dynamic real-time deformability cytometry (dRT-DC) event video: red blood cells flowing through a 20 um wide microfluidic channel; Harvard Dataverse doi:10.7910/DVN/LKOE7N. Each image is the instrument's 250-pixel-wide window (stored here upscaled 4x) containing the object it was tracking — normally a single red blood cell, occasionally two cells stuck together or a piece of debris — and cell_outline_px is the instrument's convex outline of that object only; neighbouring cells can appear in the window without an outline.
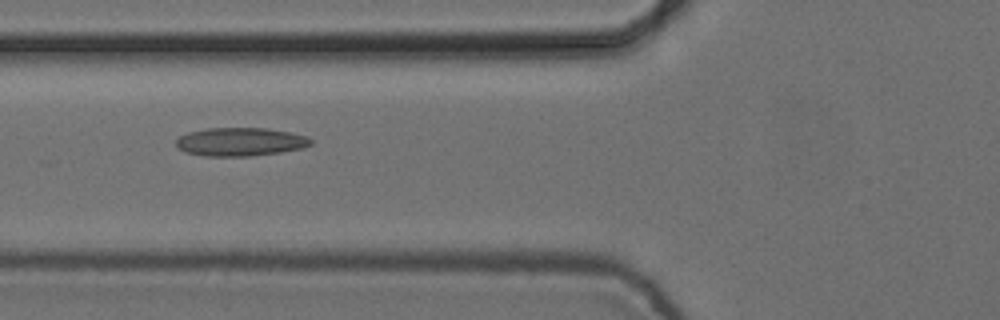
{"species": "common noctule bat (a hibernating species)", "species_latin": "Nyctalus noctula", "temperature_condition": "cold", "stored_images_in_passage": 6, "camera_frame_rate_fps": 3000, "um_per_image_px": 0.085, "animal": {"sex": "female", "body_mass_g": 24.6, "forearm_length_mm": 56.2}, "frame": {"image": 1, "passage_image": 6, "time_ms": 1.667, "image_size_px": [1000, 320], "cell_outline_px": [[312, 144], [304, 148], [280, 152], [252, 156], [204, 156], [184, 152], [176, 148], [176, 140], [180, 136], [188, 132], [208, 128], [268, 128], [308, 136], [312, 140]], "centroid_in_image_um": [20.42, 12.06], "position_along_channel_um": 105.4, "area_um2": 22.48}}